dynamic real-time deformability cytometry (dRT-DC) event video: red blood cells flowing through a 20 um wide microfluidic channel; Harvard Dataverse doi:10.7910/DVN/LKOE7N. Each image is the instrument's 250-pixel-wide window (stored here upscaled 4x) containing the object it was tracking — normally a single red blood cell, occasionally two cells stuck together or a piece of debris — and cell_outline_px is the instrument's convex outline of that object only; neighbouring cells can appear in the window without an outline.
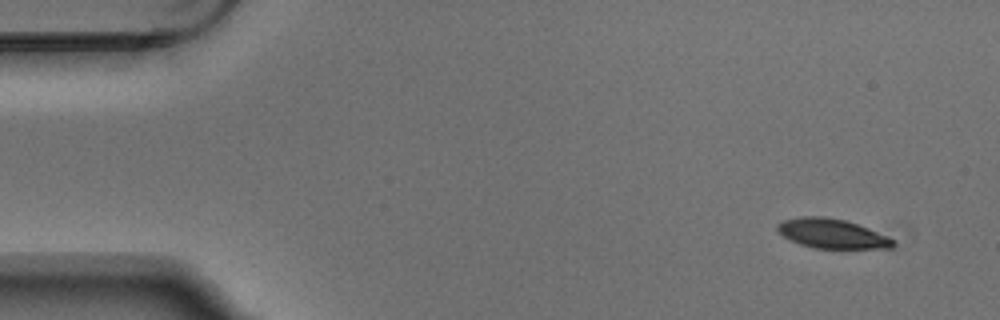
{"species": "Egyptian fruit bat (a non-hibernating species)", "species_latin": "Rousettus aegyptiacus", "temperature_condition": "warm", "stored_images_in_passage": 4, "camera_frame_rate_fps": 3000, "um_per_image_px": 0.085, "animal": {"sex": "male"}, "frame": {"image": 1, "passage_image": 1, "time_ms": 0.0, "image_size_px": [1000, 320], "cell_outline_px": [[896, 244], [892, 248], [812, 248], [800, 244], [784, 236], [776, 228], [776, 224], [784, 220], [800, 216], [824, 216], [844, 220], [868, 228], [888, 236], [896, 240]], "centroid_in_image_um": [70.74, 19.85], "position_along_channel_um": 14.3, "area_um2": 19.83}}
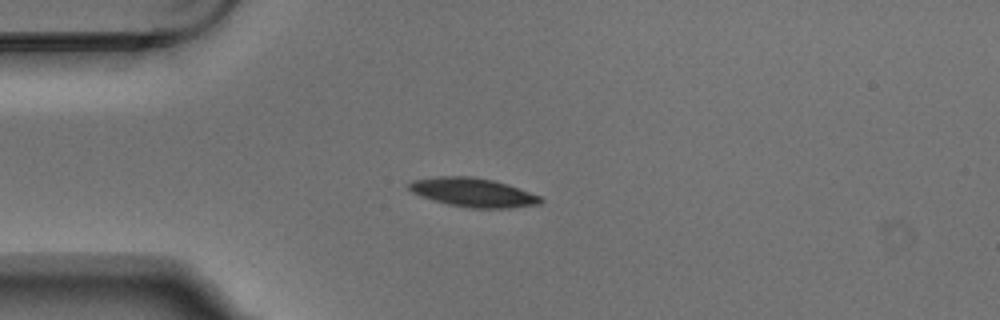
{"frame": {"image": 2, "passage_image": 3, "time_ms": 0.667, "image_size_px": [1000, 320], "cell_outline_px": [[544, 200], [540, 204], [508, 208], [472, 208], [448, 204], [432, 200], [420, 196], [412, 192], [408, 188], [408, 184], [412, 180], [440, 176], [472, 176], [492, 180], [508, 184], [540, 196]], "centroid_in_image_um": [40.2, 16.35], "position_along_channel_um": 44.8, "area_um2": 22.14}}
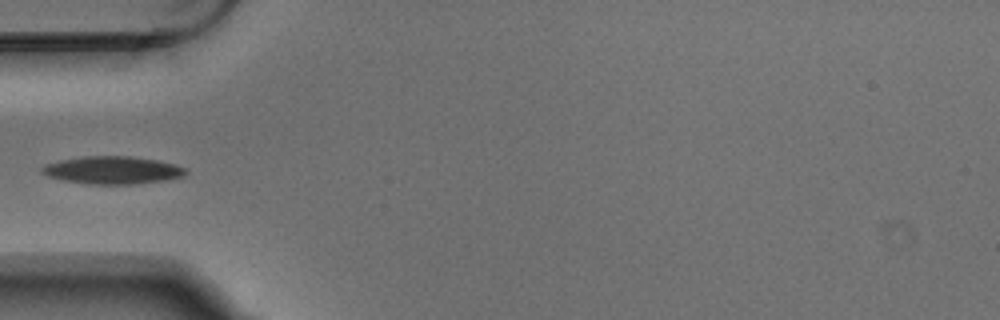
{"frame": {"image": 3, "passage_image": 4, "time_ms": 1.0, "image_size_px": [1000, 320], "cell_outline_px": [[188, 172], [184, 176], [164, 180], [136, 184], [88, 184], [64, 180], [48, 176], [40, 172], [40, 168], [44, 164], [60, 160], [84, 156], [132, 156], [156, 160], [176, 164], [188, 168]], "centroid_in_image_um": [9.58, 14.46], "position_along_channel_um": 75.4, "area_um2": 23.35}}